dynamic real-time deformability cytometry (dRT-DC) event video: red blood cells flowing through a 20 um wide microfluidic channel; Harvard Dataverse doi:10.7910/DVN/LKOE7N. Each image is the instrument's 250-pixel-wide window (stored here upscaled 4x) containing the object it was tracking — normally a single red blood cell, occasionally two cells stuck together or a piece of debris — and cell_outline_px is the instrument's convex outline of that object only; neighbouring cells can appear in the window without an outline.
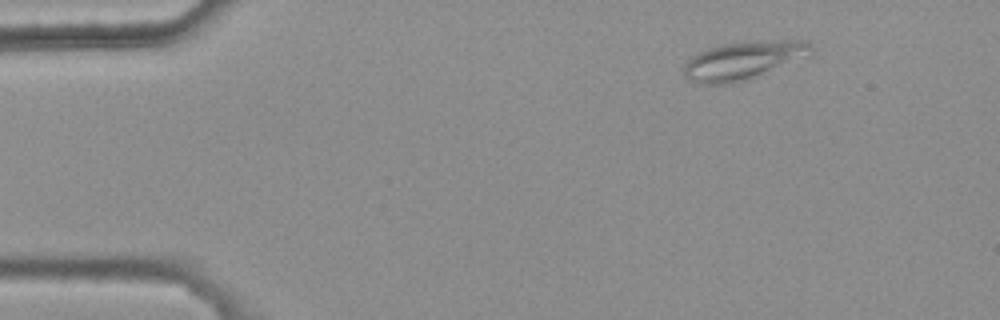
{"species": "common noctule bat (a hibernating species)", "species_latin": "Nyctalus noctula", "temperature_condition": "warm", "stored_images_in_passage": 5, "camera_frame_rate_fps": 3000, "um_per_image_px": 0.085, "animal": {"sex": "female", "body_mass_g": 25.1}, "frame": {"image": 1, "passage_image": 1, "time_ms": 0.0, "image_size_px": [1000, 320], "cell_outline_px": [[816, 56], [732, 84], [700, 84], [688, 80], [684, 76], [684, 64], [692, 56], [708, 48], [720, 44], [764, 40], [808, 40], [816, 48]], "centroid_in_image_um": [63.33, 5.12], "position_along_channel_um": 21.7, "area_um2": 29.19}}
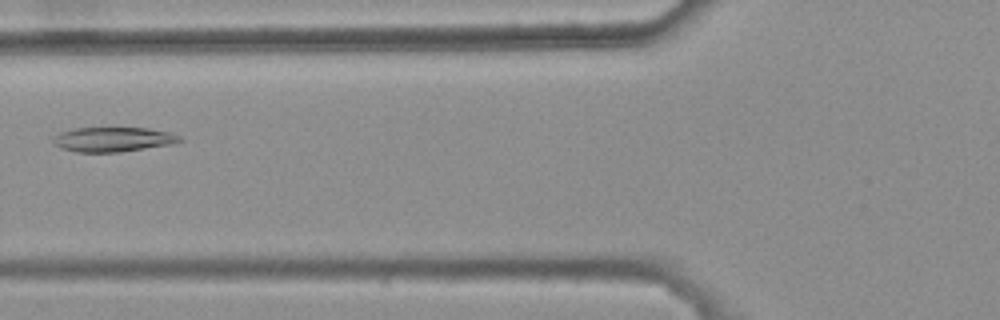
{"frame": {"image": 2, "passage_image": 5, "time_ms": 1.333, "image_size_px": [1000, 320], "cell_outline_px": [[184, 140], [176, 144], [120, 152], [76, 152], [60, 148], [52, 144], [52, 140], [60, 132], [72, 128], [148, 128], [172, 132], [180, 136]], "centroid_in_image_um": [9.65, 11.85], "position_along_channel_um": 116.1, "area_um2": 18.5}}